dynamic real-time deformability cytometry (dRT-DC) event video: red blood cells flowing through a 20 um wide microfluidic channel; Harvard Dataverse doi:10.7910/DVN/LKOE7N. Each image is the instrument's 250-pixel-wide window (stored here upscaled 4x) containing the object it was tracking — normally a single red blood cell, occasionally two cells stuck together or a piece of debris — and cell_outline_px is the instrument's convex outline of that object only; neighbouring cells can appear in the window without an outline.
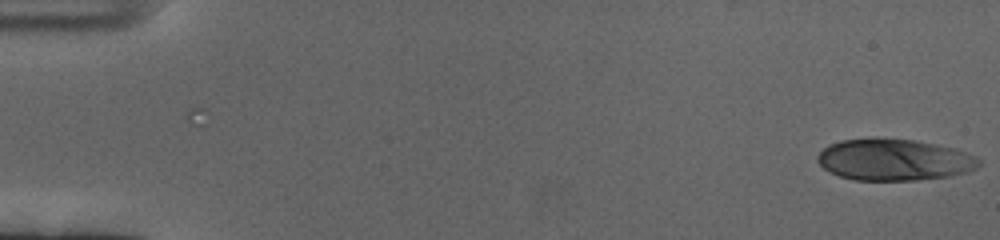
{"species": "human", "species_latin": "Homo sapiens", "temperature_condition": "cold", "stored_images_in_passage": 55, "camera_frame_rate_fps": 3000, "um_per_image_px": 0.085, "donor": {"sex": "female"}, "frame": {"image": 1, "passage_image": 1, "time_ms": 0.0, "image_size_px": [1000, 240], "cell_outline_px": [[980, 164], [976, 168], [968, 172], [948, 176], [916, 180], [856, 180], [840, 176], [828, 172], [816, 160], [816, 156], [828, 144], [840, 140], [872, 136], [916, 140], [936, 144], [952, 148], [976, 156], [980, 160]], "centroid_in_image_um": [75.95, 13.55], "position_along_channel_um": 9.0, "area_um2": 39.59}}
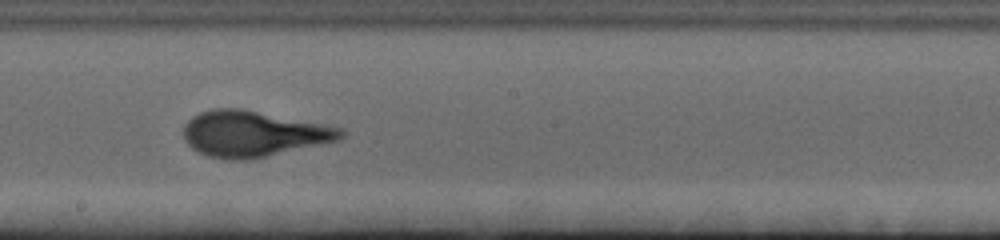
{"frame": {"image": 2, "passage_image": 34, "time_ms": 11.0, "image_size_px": [1000, 240], "cell_outline_px": [[348, 132], [340, 140], [252, 160], [228, 160], [208, 156], [192, 148], [184, 140], [184, 124], [192, 116], [200, 112], [212, 108], [240, 108], [344, 128]], "centroid_in_image_um": [21.55, 11.38], "position_along_channel_um": 226.7, "area_um2": 42.37}}
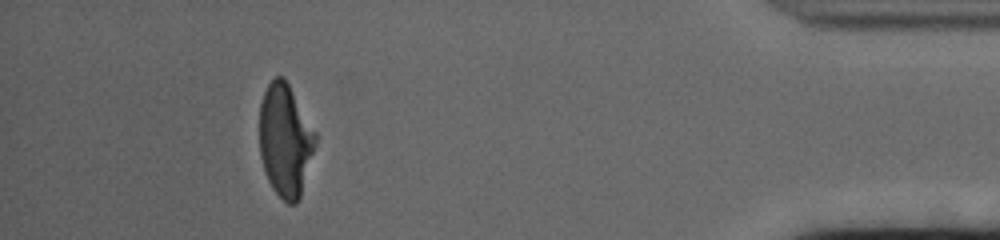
{"frame": {"image": 3, "passage_image": 55, "time_ms": 18.0, "image_size_px": [1000, 240], "cell_outline_px": [[316, 144], [300, 196], [296, 204], [288, 204], [272, 188], [268, 180], [260, 156], [260, 104], [264, 92], [268, 84], [276, 76], [284, 76], [316, 132]], "centroid_in_image_um": [24.25, 11.91], "position_along_channel_um": 411.0, "area_um2": 36.47}, "authors_computed_cell_mechanics": {"area_um2": 39.4774, "velocity_mm_per_s": 3.3618, "shape_relaxation_time_tau1_ms": 4.0761, "shape_relaxation_time_tau2_ms": null, "deformation_change_tau1": 0.1931, "deformation_change_tau2": null}}